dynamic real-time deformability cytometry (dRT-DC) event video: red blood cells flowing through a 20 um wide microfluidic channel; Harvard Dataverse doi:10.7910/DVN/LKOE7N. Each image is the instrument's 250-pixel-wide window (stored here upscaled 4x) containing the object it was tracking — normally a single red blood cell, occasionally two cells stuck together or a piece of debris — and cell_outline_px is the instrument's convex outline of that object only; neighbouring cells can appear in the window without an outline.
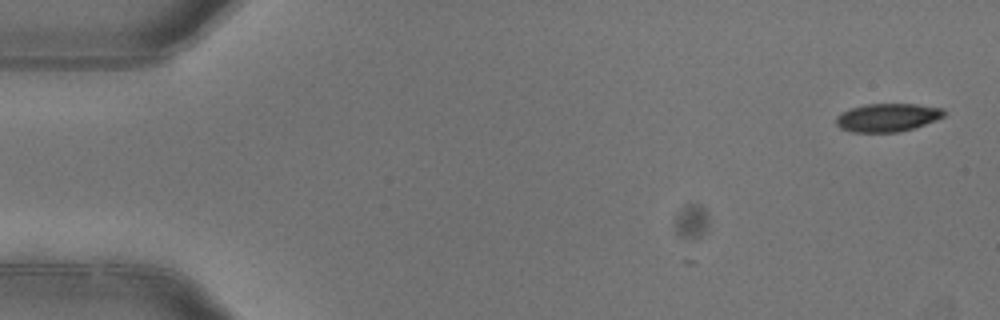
{"species": "common noctule bat (a hibernating species)", "species_latin": "Nyctalus noctula", "temperature_condition": "warm", "stored_images_in_passage": 3, "camera_frame_rate_fps": 3000, "um_per_image_px": 0.085, "animal": {"sex": "female"}, "frame": {"image": 1, "passage_image": 1, "time_ms": 0.0, "image_size_px": [1000, 320], "cell_outline_px": [[948, 112], [944, 116], [924, 124], [912, 128], [896, 132], [852, 132], [840, 128], [836, 124], [836, 116], [840, 112], [864, 104], [916, 104], [944, 108]], "centroid_in_image_um": [75.42, 9.98], "position_along_channel_um": 9.6, "area_um2": 17.74}}